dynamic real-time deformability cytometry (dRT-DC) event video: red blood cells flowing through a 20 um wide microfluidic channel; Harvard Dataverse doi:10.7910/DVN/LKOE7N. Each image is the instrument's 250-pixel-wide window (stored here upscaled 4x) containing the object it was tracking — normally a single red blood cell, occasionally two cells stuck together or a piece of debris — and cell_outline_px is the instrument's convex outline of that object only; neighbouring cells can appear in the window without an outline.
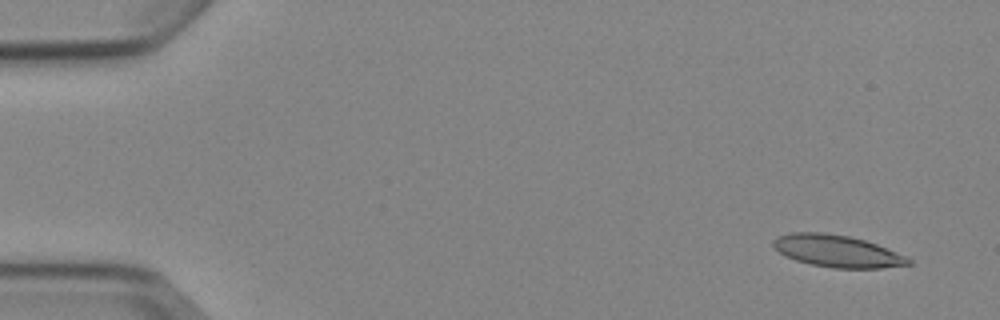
{"species": "Egyptian fruit bat (a non-hibernating species)", "species_latin": "Rousettus aegyptiacus", "temperature_condition": "cold", "stored_images_in_passage": 4, "camera_frame_rate_fps": 3000, "um_per_image_px": 0.085, "animal": {"sex": "female"}, "frame": {"image": 1, "passage_image": 1, "time_ms": 0.0, "image_size_px": [1000, 320], "cell_outline_px": [[912, 264], [880, 268], [836, 268], [812, 264], [796, 260], [784, 256], [772, 244], [772, 240], [776, 236], [788, 232], [824, 232], [848, 236], [864, 240], [876, 244], [908, 256], [912, 260]], "centroid_in_image_um": [71.15, 21.33], "position_along_channel_um": 13.8, "area_um2": 25.32}}
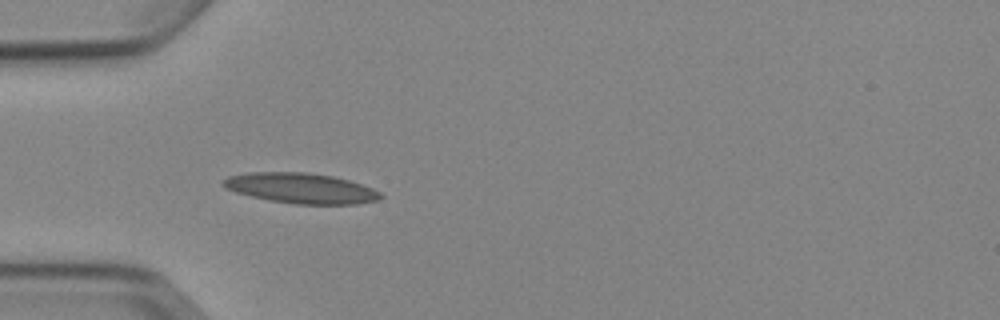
{"frame": {"image": 2, "passage_image": 4, "time_ms": 4.333, "image_size_px": [1000, 320], "cell_outline_px": [[384, 196], [376, 200], [356, 204], [292, 204], [252, 196], [236, 192], [224, 188], [220, 184], [220, 180], [228, 176], [248, 172], [308, 172], [332, 176], [348, 180], [372, 188], [380, 192]], "centroid_in_image_um": [25.53, 15.99], "position_along_channel_um": 59.5, "area_um2": 27.8}}